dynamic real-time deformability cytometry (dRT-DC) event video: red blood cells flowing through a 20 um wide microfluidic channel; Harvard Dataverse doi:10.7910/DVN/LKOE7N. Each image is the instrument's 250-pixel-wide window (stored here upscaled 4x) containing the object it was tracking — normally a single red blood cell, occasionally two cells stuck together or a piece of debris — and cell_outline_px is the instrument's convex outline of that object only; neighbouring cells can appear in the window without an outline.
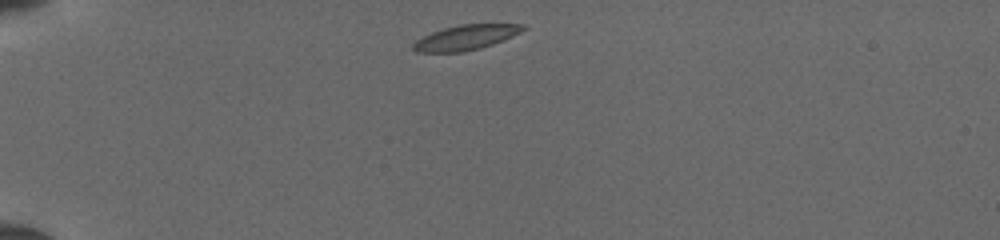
{"species": "common noctule bat (a hibernating species)", "species_latin": "Nyctalus noctula", "temperature_condition": "cold", "stored_images_in_passage": 38, "camera_frame_rate_fps": 3000, "um_per_image_px": 0.085, "animal": {"sex": "female", "body_mass_g": 19.5, "forearm_length_mm": 54.1}, "frame": {"image": 1, "passage_image": 1, "time_ms": 0.0, "image_size_px": [1000, 240], "cell_outline_px": [[528, 28], [512, 36], [492, 44], [480, 48], [460, 52], [416, 52], [412, 48], [412, 44], [416, 40], [432, 32], [444, 28], [460, 24], [524, 24]], "centroid_in_image_um": [39.59, 3.18], "position_along_channel_um": 45.4, "area_um2": 15.84}}
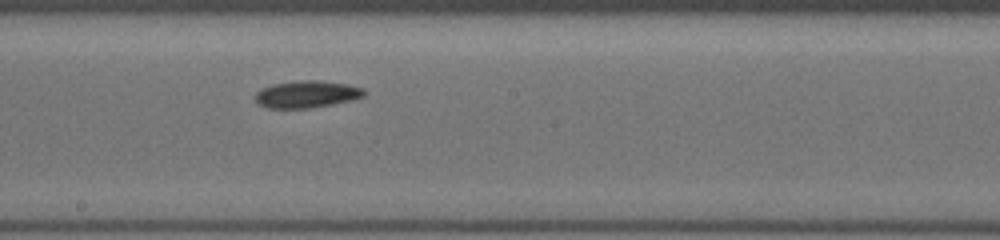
{"frame": {"image": 2, "passage_image": 17, "time_ms": 5.333, "image_size_px": [1000, 240], "cell_outline_px": [[364, 96], [352, 100], [332, 104], [308, 108], [268, 108], [256, 104], [252, 96], [256, 92], [272, 84], [304, 80], [316, 80], [348, 84], [364, 88]], "centroid_in_image_um": [26.03, 8.01], "position_along_channel_um": 222.2, "area_um2": 17.22}}
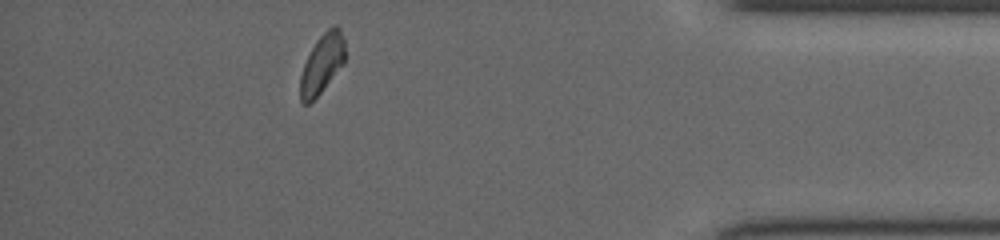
{"frame": {"image": 3, "passage_image": 33, "time_ms": 10.667, "image_size_px": [1000, 240], "cell_outline_px": [[344, 64], [320, 92], [308, 104], [304, 104], [300, 100], [300, 76], [304, 64], [316, 40], [332, 24], [336, 24], [340, 28], [344, 40]], "centroid_in_image_um": [27.38, 5.39], "position_along_channel_um": 407.8, "area_um2": 15.32}}